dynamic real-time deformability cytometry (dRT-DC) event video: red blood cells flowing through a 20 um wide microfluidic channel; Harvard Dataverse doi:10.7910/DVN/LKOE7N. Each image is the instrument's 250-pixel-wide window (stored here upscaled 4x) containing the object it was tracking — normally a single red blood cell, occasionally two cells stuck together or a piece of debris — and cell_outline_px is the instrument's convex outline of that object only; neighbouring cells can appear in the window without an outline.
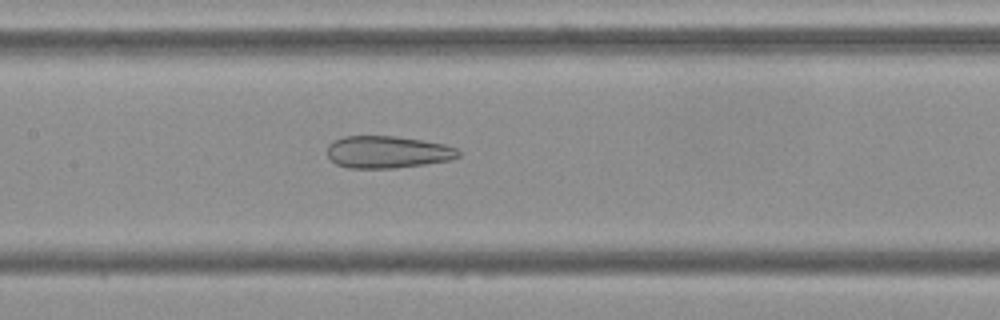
{"species": "Egyptian fruit bat (a non-hibernating species)", "species_latin": "Rousettus aegyptiacus", "temperature_condition": "cold", "stored_images_in_passage": 52, "camera_frame_rate_fps": 3000, "um_per_image_px": 0.085, "frame": {"image": 1, "passage_image": 24, "time_ms": 7.667, "image_size_px": [1000, 320], "cell_outline_px": [[460, 156], [448, 160], [424, 164], [396, 168], [348, 168], [336, 164], [328, 156], [328, 144], [344, 136], [396, 136], [444, 144], [456, 148], [460, 152]], "centroid_in_image_um": [32.93, 12.92], "position_along_channel_um": 174.5, "area_um2": 24.45}}
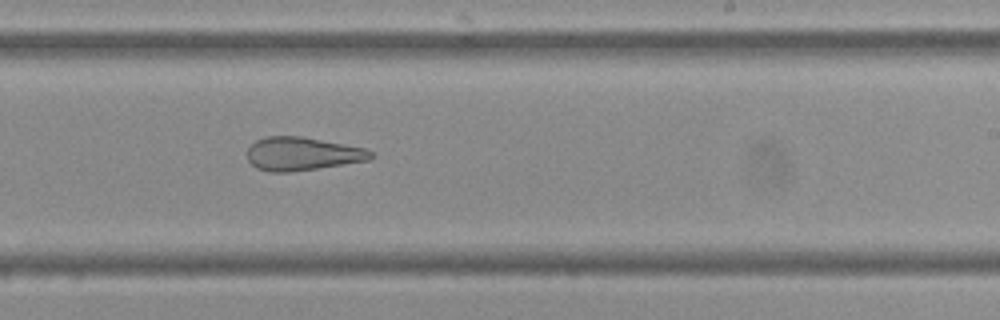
{"frame": {"image": 2, "passage_image": 31, "time_ms": 10.0, "image_size_px": [1000, 320], "cell_outline_px": [[376, 156], [368, 160], [316, 168], [288, 172], [268, 172], [256, 168], [248, 160], [248, 148], [256, 140], [268, 136], [300, 136], [364, 148], [372, 152]], "centroid_in_image_um": [25.66, 13.07], "position_along_channel_um": 263.3, "area_um2": 23.7}}
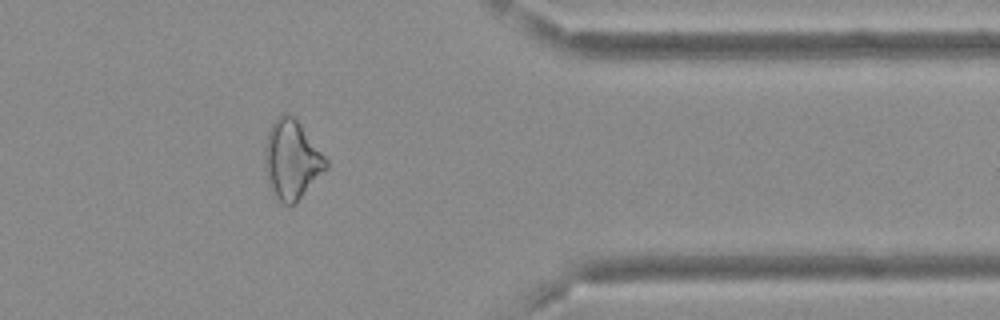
{"frame": {"image": 3, "passage_image": 42, "time_ms": 13.667, "image_size_px": [1000, 320], "cell_outline_px": [[328, 168], [296, 204], [284, 204], [272, 192], [268, 180], [264, 156], [264, 148], [268, 132], [272, 124], [280, 112], [288, 112], [296, 116], [328, 160]], "centroid_in_image_um": [24.83, 13.52], "position_along_channel_um": 386.6, "area_um2": 28.55}, "authors_computed_cell_mechanics": {"area_um2": 29.189, "velocity_mm_per_s": 3.8234, "shape_relaxation_time_tau1_ms": null, "shape_relaxation_time_tau2_ms": 3.2408, "deformation_change_tau1": null, "deformation_change_tau2": 0.1449}}